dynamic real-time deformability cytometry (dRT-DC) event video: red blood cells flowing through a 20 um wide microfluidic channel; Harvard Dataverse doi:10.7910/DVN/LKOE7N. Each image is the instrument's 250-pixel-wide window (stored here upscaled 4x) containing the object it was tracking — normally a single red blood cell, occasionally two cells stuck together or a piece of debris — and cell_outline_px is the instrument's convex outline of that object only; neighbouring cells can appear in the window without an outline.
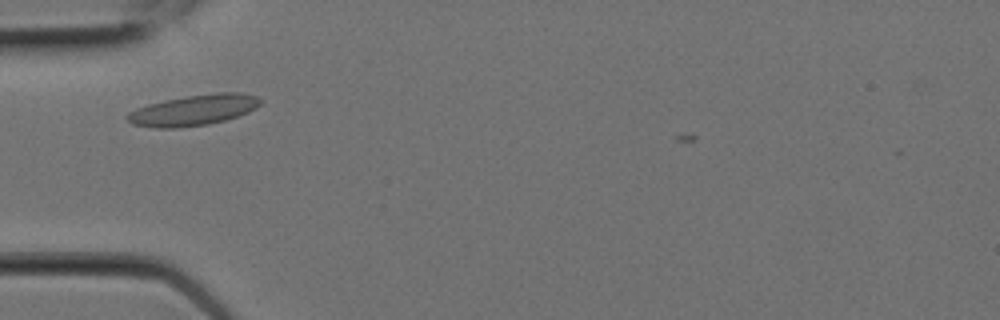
{"species": "Egyptian fruit bat (a non-hibernating species)", "species_latin": "Rousettus aegyptiacus", "temperature_condition": "room temperature", "stored_images_in_passage": 3, "camera_frame_rate_fps": 3000, "um_per_image_px": 0.085, "animal": {"sex": "female"}, "frame": {"image": 1, "passage_image": 1, "time_ms": 0.0, "image_size_px": [1000, 320], "cell_outline_px": [[264, 100], [256, 108], [248, 112], [224, 120], [208, 124], [180, 128], [156, 128], [132, 124], [124, 116], [128, 112], [136, 108], [148, 104], [164, 100], [188, 96], [216, 92], [240, 92], [256, 96]], "centroid_in_image_um": [16.45, 9.36], "position_along_channel_um": 68.6, "area_um2": 23.93}}
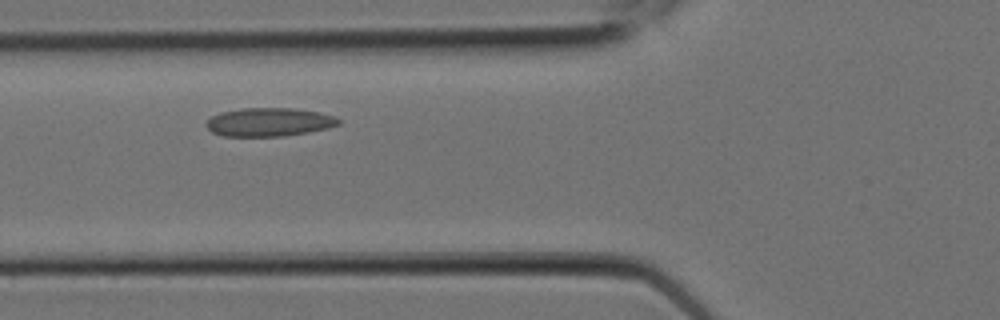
{"frame": {"image": 2, "passage_image": 2, "time_ms": 0.333, "image_size_px": [1000, 320], "cell_outline_px": [[340, 124], [328, 128], [308, 132], [284, 136], [224, 136], [212, 132], [204, 124], [212, 116], [220, 112], [240, 108], [292, 108], [316, 112], [336, 116], [340, 120]], "centroid_in_image_um": [22.86, 10.37], "position_along_channel_um": 102.9, "area_um2": 21.96}}
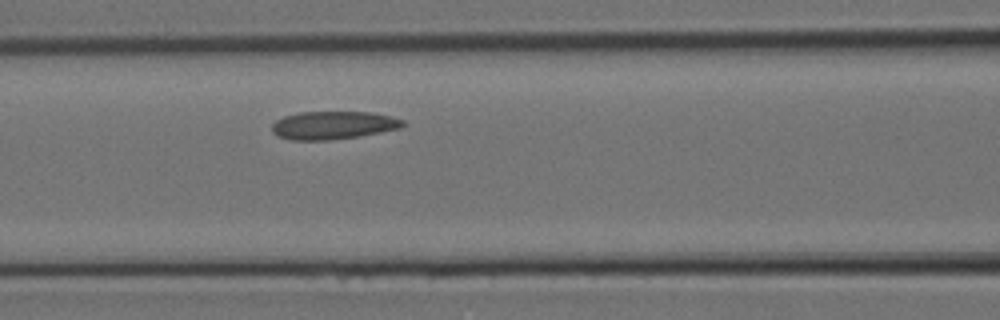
{"frame": {"image": 3, "passage_image": 3, "time_ms": 0.667, "image_size_px": [1000, 320], "cell_outline_px": [[404, 124], [400, 128], [380, 132], [356, 136], [328, 140], [292, 140], [280, 136], [272, 132], [272, 124], [276, 120], [284, 116], [300, 112], [368, 112], [388, 116], [404, 120]], "centroid_in_image_um": [28.28, 10.64], "position_along_channel_um": 138.3, "area_um2": 21.04}}